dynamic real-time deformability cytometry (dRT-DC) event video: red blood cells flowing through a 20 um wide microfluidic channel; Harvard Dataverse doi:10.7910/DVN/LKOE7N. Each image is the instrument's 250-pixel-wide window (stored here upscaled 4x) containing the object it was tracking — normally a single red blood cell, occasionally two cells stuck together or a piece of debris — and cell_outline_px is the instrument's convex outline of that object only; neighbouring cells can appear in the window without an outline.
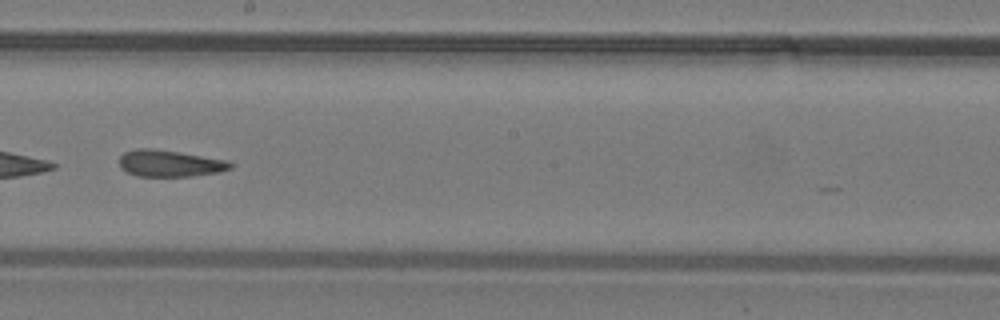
{"species": "common noctule bat (a hibernating species)", "species_latin": "Nyctalus noctula", "temperature_condition": "warm", "stored_images_in_passage": 37, "camera_frame_rate_fps": 3000, "um_per_image_px": 0.085, "animal": {"sex": "male", "body_mass_g": 19.2, "forearm_length_mm": 51.8}, "frame": {"image": 1, "passage_image": 22, "time_ms": 7.0, "image_size_px": [1000, 320], "cell_outline_px": [[236, 164], [232, 168], [220, 172], [192, 176], [136, 176], [120, 168], [120, 156], [124, 152], [136, 148], [152, 148], [180, 152], [228, 160]], "centroid_in_image_um": [14.47, 13.88], "position_along_channel_um": 233.7, "area_um2": 17.46}}
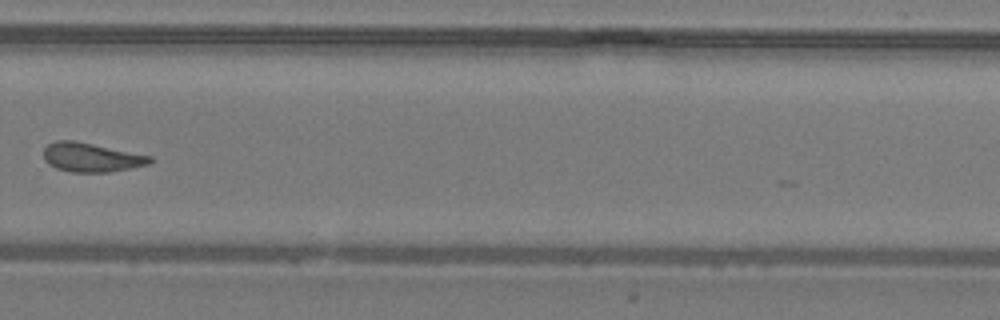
{"frame": {"image": 2, "passage_image": 27, "time_ms": 8.667, "image_size_px": [1000, 320], "cell_outline_px": [[152, 160], [148, 164], [132, 168], [108, 172], [72, 172], [56, 168], [48, 164], [44, 160], [44, 148], [48, 144], [56, 140], [76, 140], [152, 156]], "centroid_in_image_um": [7.74, 13.37], "position_along_channel_um": 322.1, "area_um2": 18.09}}